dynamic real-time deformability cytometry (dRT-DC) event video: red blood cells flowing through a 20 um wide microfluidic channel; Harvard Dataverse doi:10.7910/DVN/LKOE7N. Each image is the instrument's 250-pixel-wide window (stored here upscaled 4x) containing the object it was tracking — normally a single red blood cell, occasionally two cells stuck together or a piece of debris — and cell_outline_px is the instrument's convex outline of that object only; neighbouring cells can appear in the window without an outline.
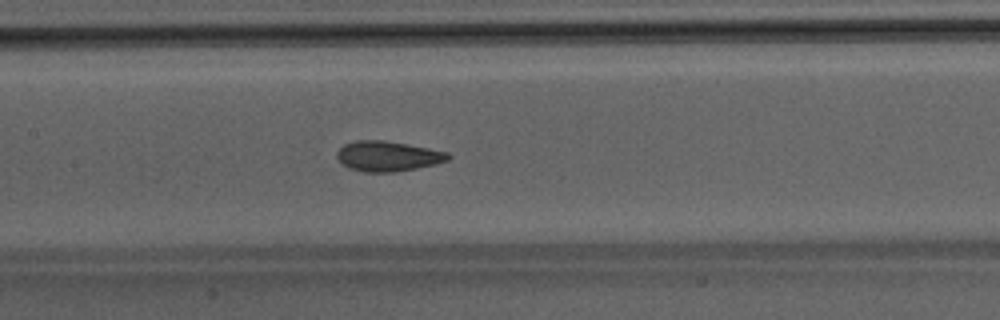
{"species": "Egyptian fruit bat (a non-hibernating species)", "species_latin": "Rousettus aegyptiacus", "temperature_condition": "room temperature", "stored_images_in_passage": 38, "segment_of_instrument_passage": [1, 2], "camera_frame_rate_fps": 3000, "um_per_image_px": 0.085, "animal": {"sex": "male"}, "frame": {"image": 1, "passage_image": 12, "time_ms": 3.667, "image_size_px": [1000, 320], "cell_outline_px": [[452, 156], [448, 160], [436, 164], [396, 172], [364, 172], [348, 168], [336, 156], [336, 152], [344, 144], [356, 140], [384, 140], [408, 144], [448, 152]], "centroid_in_image_um": [32.97, 13.27], "position_along_channel_um": 174.4, "area_um2": 19.59}}
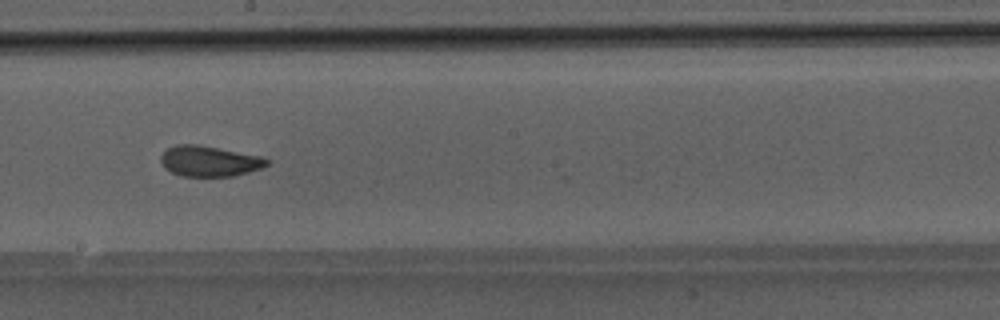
{"frame": {"image": 2, "passage_image": 16, "time_ms": 5.0, "image_size_px": [1000, 320], "cell_outline_px": [[268, 164], [260, 168], [248, 172], [232, 176], [180, 176], [164, 168], [160, 160], [160, 156], [168, 148], [176, 144], [196, 144], [260, 156], [268, 160]], "centroid_in_image_um": [17.74, 13.7], "position_along_channel_um": 230.5, "area_um2": 18.67}}
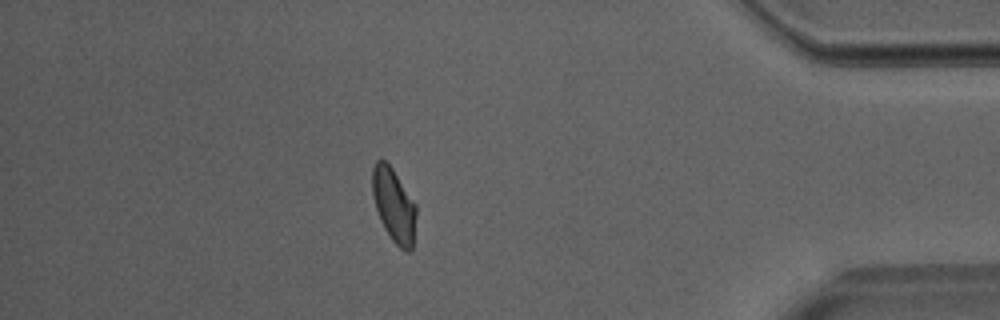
{"frame": {"image": 3, "passage_image": 31, "time_ms": 10.0, "image_size_px": [1000, 320], "cell_outline_px": [[416, 216], [412, 248], [408, 252], [404, 252], [392, 240], [384, 228], [380, 220], [372, 196], [372, 168], [376, 160], [384, 160], [392, 168], [416, 204]], "centroid_in_image_um": [33.47, 17.45], "position_along_channel_um": 401.7, "area_um2": 18.84}}